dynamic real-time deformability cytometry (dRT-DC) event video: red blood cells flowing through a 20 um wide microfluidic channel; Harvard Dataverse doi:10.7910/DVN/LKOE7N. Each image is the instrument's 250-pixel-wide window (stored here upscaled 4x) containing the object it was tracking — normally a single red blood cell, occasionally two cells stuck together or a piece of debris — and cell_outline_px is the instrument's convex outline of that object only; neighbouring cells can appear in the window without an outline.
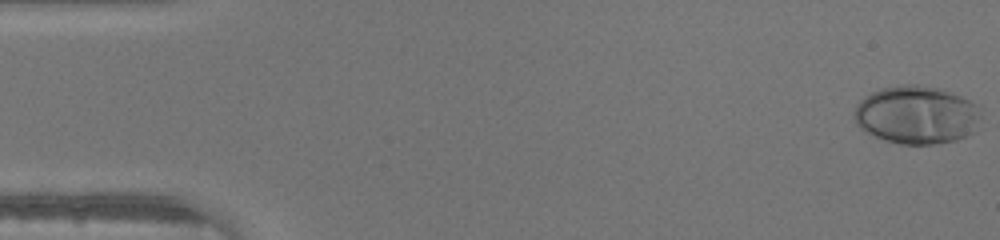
{"species": "human", "species_latin": "Homo sapiens", "temperature_condition": "warm", "stored_images_in_passage": 46, "camera_frame_rate_fps": 3000, "um_per_image_px": 0.085, "donor": {"sex": "male"}, "frame": {"image": 1, "passage_image": 1, "time_ms": 0.0, "image_size_px": [1000, 240], "cell_outline_px": [[980, 116], [972, 132], [956, 140], [932, 144], [900, 144], [884, 140], [860, 128], [856, 124], [852, 116], [852, 112], [856, 104], [864, 96], [880, 88], [904, 84], [916, 84], [940, 88], [960, 96], [976, 104]], "centroid_in_image_um": [77.84, 9.75], "position_along_channel_um": 7.2, "area_um2": 42.89}}
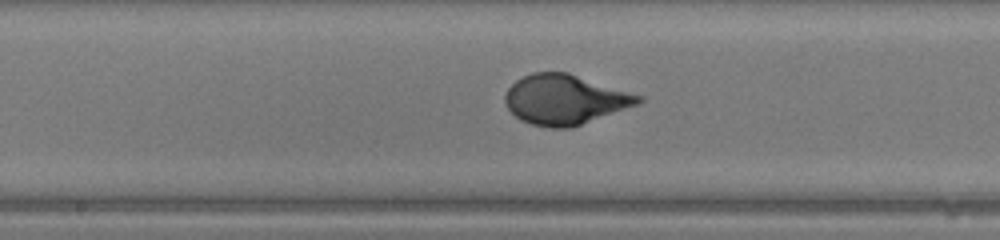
{"frame": {"image": 2, "passage_image": 24, "time_ms": 7.667, "image_size_px": [1000, 240], "cell_outline_px": [[644, 100], [640, 104], [572, 128], [548, 128], [532, 124], [520, 120], [504, 104], [504, 96], [508, 88], [516, 80], [532, 72], [568, 72], [644, 96]], "centroid_in_image_um": [48.04, 8.47], "position_along_channel_um": 200.2, "area_um2": 39.07}}
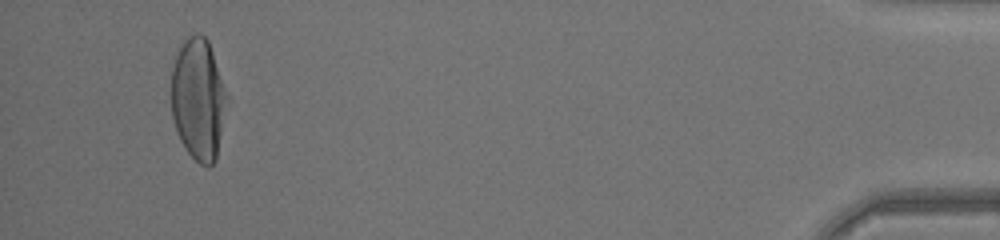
{"frame": {"image": 3, "passage_image": 44, "time_ms": 14.333, "image_size_px": [1000, 240], "cell_outline_px": [[228, 96], [216, 160], [208, 168], [200, 164], [188, 152], [180, 140], [172, 116], [172, 68], [176, 56], [184, 40], [188, 36], [200, 32], [208, 40]], "centroid_in_image_um": [16.86, 8.43], "position_along_channel_um": 418.3, "area_um2": 39.19}}